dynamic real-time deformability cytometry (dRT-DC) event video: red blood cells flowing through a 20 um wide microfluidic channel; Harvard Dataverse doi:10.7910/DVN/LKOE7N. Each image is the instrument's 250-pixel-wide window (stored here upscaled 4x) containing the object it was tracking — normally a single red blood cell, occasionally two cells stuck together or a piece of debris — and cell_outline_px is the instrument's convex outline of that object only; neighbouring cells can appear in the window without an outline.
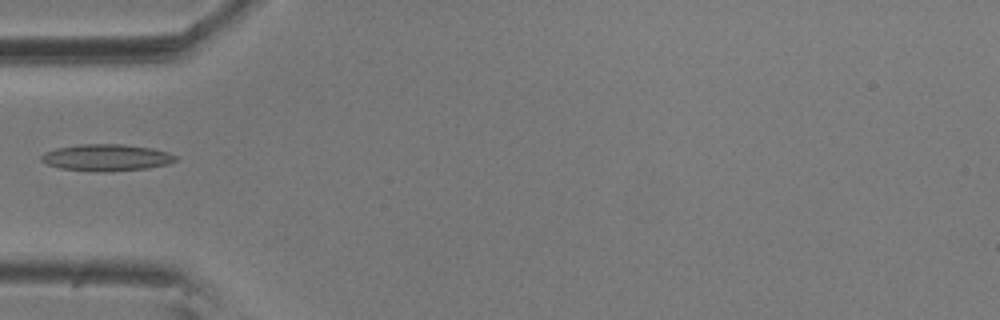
{"species": "common noctule bat (a hibernating species)", "species_latin": "Nyctalus noctula", "temperature_condition": "room temperature", "stored_images_in_passage": 6, "camera_frame_rate_fps": 3000, "um_per_image_px": 0.085, "animal": {"sex": "male", "body_mass_g": 20.5, "forearm_length_mm": 52.5}, "frame": {"image": 1, "passage_image": 5, "time_ms": 1.333, "image_size_px": [1000, 320], "cell_outline_px": [[180, 156], [176, 160], [168, 164], [148, 168], [112, 172], [96, 172], [60, 168], [48, 164], [40, 160], [40, 156], [44, 152], [56, 148], [80, 144], [124, 144], [152, 148], [168, 152]], "centroid_in_image_um": [9.07, 13.4], "position_along_channel_um": 75.9, "area_um2": 21.21}}
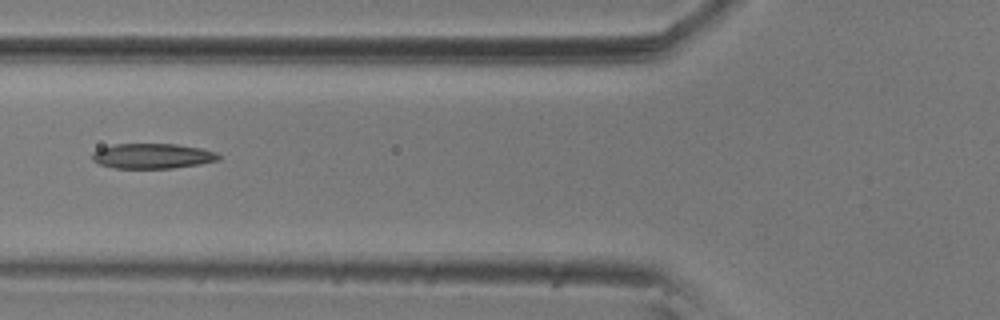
{"frame": {"image": 2, "passage_image": 6, "time_ms": 1.667, "image_size_px": [1000, 320], "cell_outline_px": [[220, 156], [216, 160], [200, 164], [172, 168], [112, 168], [100, 164], [92, 160], [92, 152], [100, 148], [112, 144], [176, 144], [200, 148], [216, 152]], "centroid_in_image_um": [12.91, 13.26], "position_along_channel_um": 112.9, "area_um2": 18.44}}